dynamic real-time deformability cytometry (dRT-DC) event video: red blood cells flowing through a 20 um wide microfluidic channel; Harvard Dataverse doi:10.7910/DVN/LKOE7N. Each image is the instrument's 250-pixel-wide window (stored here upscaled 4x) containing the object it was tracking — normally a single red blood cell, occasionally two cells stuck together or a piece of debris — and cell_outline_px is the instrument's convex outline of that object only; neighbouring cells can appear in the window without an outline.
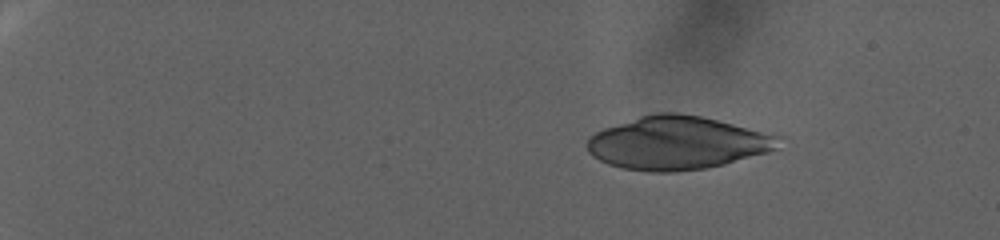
{"species": "human", "species_latin": "Homo sapiens", "temperature_condition": "warm", "stored_images_in_passage": 81, "camera_frame_rate_fps": 3000, "um_per_image_px": 0.085, "donor": {"sex": "female"}, "frame": {"image": 1, "passage_image": 1, "time_ms": 0.0, "image_size_px": [1000, 240], "cell_outline_px": [[788, 136], [776, 148], [768, 152], [724, 164], [704, 168], [676, 172], [652, 172], [624, 168], [608, 164], [592, 156], [588, 152], [588, 140], [596, 132], [604, 128], [640, 116], [656, 112], [676, 112], [700, 116]], "centroid_in_image_um": [57.65, 12.14], "position_along_channel_um": 27.3, "area_um2": 59.59}}